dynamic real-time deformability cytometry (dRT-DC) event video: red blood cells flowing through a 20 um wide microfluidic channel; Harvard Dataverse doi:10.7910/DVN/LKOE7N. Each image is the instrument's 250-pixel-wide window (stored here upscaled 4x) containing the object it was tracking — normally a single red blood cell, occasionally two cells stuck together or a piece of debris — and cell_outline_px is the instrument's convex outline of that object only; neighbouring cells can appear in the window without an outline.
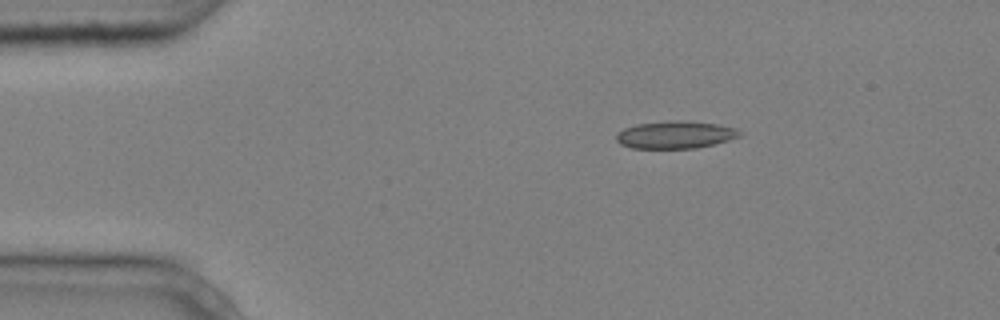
{"species": "common noctule bat (a hibernating species)", "species_latin": "Nyctalus noctula", "temperature_condition": "cold", "stored_images_in_passage": 6, "camera_frame_rate_fps": 3000, "um_per_image_px": 0.085, "animal": {"sex": "male", "body_mass_g": 20.4}, "frame": {"image": 1, "passage_image": 1, "time_ms": 0.0, "image_size_px": [1000, 320], "cell_outline_px": [[740, 136], [728, 140], [696, 148], [632, 148], [620, 144], [616, 140], [616, 136], [624, 128], [636, 124], [676, 120], [684, 120], [716, 124], [736, 128], [740, 132]], "centroid_in_image_um": [57.39, 11.45], "position_along_channel_um": 27.6, "area_um2": 19.54}}
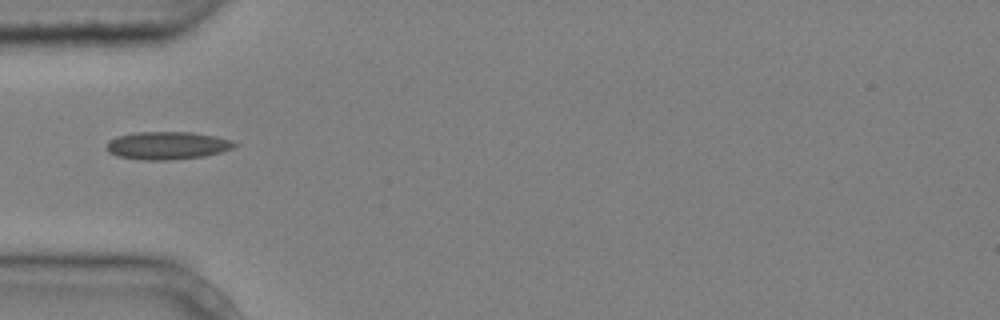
{"frame": {"image": 2, "passage_image": 3, "time_ms": 0.667, "image_size_px": [1000, 320], "cell_outline_px": [[240, 144], [232, 148], [220, 152], [204, 156], [172, 160], [144, 160], [116, 156], [108, 152], [104, 148], [108, 140], [116, 136], [136, 132], [192, 132], [216, 136], [232, 140]], "centroid_in_image_um": [14.19, 12.37], "position_along_channel_um": 70.8, "area_um2": 21.04}}
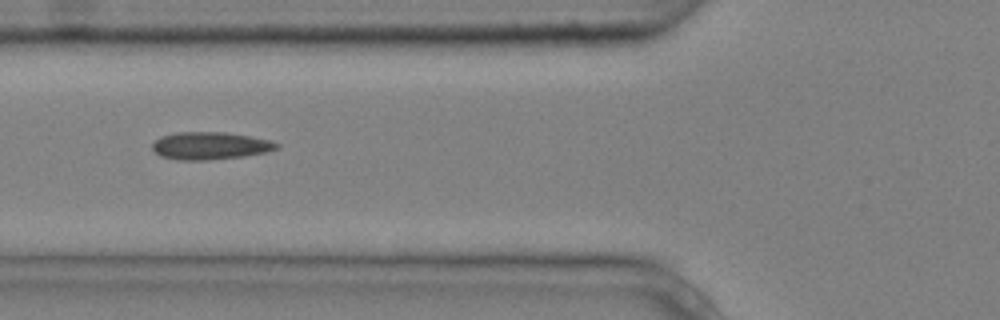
{"frame": {"image": 3, "passage_image": 4, "time_ms": 1.0, "image_size_px": [1000, 320], "cell_outline_px": [[280, 148], [268, 152], [244, 156], [208, 160], [176, 160], [160, 156], [152, 148], [152, 144], [160, 136], [176, 132], [224, 132], [272, 140], [280, 144]], "centroid_in_image_um": [17.88, 12.39], "position_along_channel_um": 107.9, "area_um2": 20.11}}